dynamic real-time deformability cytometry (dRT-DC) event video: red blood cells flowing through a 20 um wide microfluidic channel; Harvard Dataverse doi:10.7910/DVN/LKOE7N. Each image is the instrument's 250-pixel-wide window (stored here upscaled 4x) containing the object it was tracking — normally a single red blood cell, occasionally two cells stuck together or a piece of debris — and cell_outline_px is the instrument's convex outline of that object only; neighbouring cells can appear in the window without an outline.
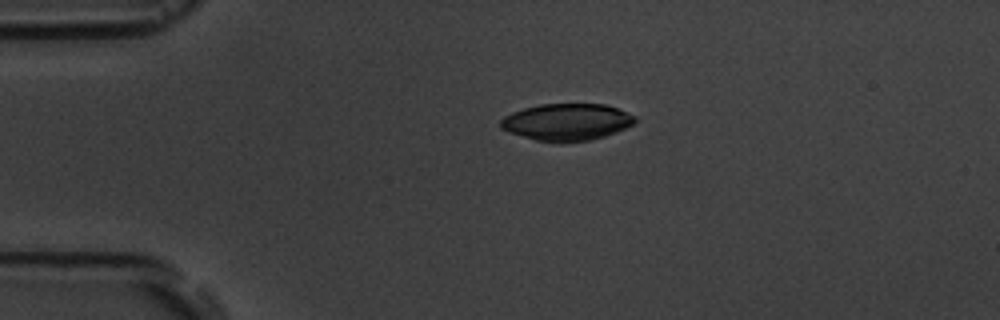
{"species": "common noctule bat (a hibernating species)", "species_latin": "Nyctalus noctula", "temperature_condition": "room temperature", "stored_images_in_passage": 6, "camera_frame_rate_fps": 3000, "um_per_image_px": 0.085, "animal": {"sex": "male", "body_mass_g": 19.5, "forearm_length_mm": 54.6}, "frame": {"image": 1, "passage_image": 6, "time_ms": 5.667, "image_size_px": [1000, 320], "cell_outline_px": [[636, 120], [632, 124], [616, 132], [604, 136], [588, 140], [536, 140], [508, 132], [500, 128], [500, 120], [504, 116], [512, 112], [524, 108], [540, 104], [604, 104], [616, 108], [636, 116]], "centroid_in_image_um": [48.15, 10.34], "position_along_channel_um": 36.9, "area_um2": 28.26}}